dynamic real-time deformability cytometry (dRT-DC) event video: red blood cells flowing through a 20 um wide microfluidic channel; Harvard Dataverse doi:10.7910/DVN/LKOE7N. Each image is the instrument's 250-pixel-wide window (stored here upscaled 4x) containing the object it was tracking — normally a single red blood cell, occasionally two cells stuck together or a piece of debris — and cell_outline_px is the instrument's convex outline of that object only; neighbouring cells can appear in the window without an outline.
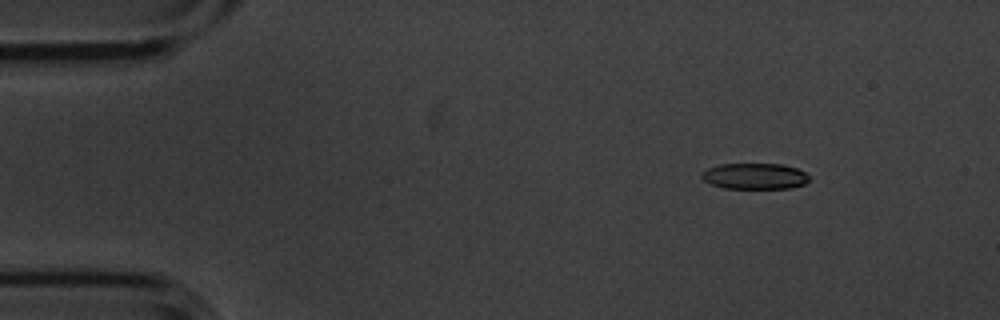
{"species": "common noctule bat (a hibernating species)", "species_latin": "Nyctalus noctula", "temperature_condition": "cold", "stored_images_in_passage": 7, "camera_frame_rate_fps": 3000, "um_per_image_px": 0.085, "animal": {"sex": "male", "body_mass_g": 20.1, "forearm_length_mm": 53.5}, "frame": {"image": 1, "passage_image": 2, "time_ms": 0.333, "image_size_px": [1000, 320], "cell_outline_px": [[808, 180], [804, 184], [792, 188], [724, 188], [712, 184], [704, 180], [700, 176], [700, 172], [708, 168], [720, 164], [780, 164], [796, 168], [804, 172], [808, 176]], "centroid_in_image_um": [64.12, 14.97], "position_along_channel_um": 20.9, "area_um2": 16.18}}
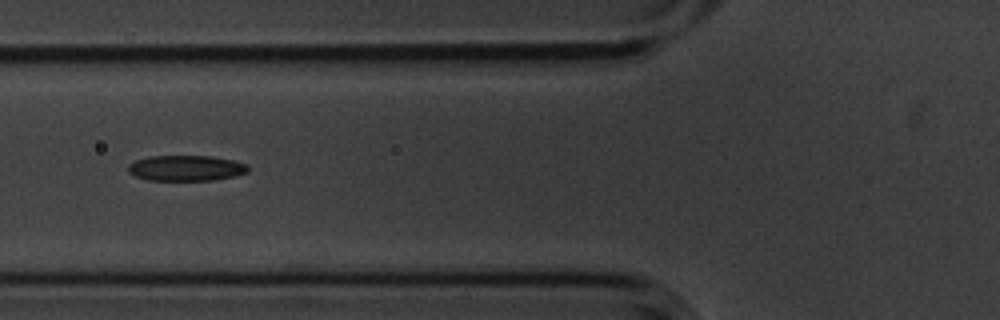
{"frame": {"image": 2, "passage_image": 6, "time_ms": 1.667, "image_size_px": [1000, 320], "cell_outline_px": [[248, 172], [232, 176], [212, 180], [148, 180], [136, 176], [128, 172], [128, 164], [136, 160], [148, 156], [212, 156], [232, 160], [248, 164]], "centroid_in_image_um": [15.79, 14.28], "position_along_channel_um": 110.0, "area_um2": 17.8}}
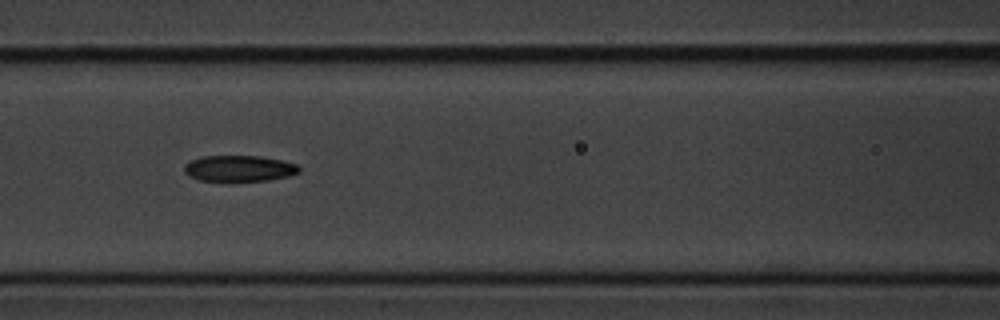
{"frame": {"image": 3, "passage_image": 7, "time_ms": 2.0, "image_size_px": [1000, 320], "cell_outline_px": [[300, 172], [288, 176], [268, 180], [232, 184], [200, 180], [188, 176], [184, 172], [184, 164], [200, 156], [260, 156], [280, 160], [296, 164], [300, 168]], "centroid_in_image_um": [20.28, 14.36], "position_along_channel_um": 146.3, "area_um2": 18.21}}